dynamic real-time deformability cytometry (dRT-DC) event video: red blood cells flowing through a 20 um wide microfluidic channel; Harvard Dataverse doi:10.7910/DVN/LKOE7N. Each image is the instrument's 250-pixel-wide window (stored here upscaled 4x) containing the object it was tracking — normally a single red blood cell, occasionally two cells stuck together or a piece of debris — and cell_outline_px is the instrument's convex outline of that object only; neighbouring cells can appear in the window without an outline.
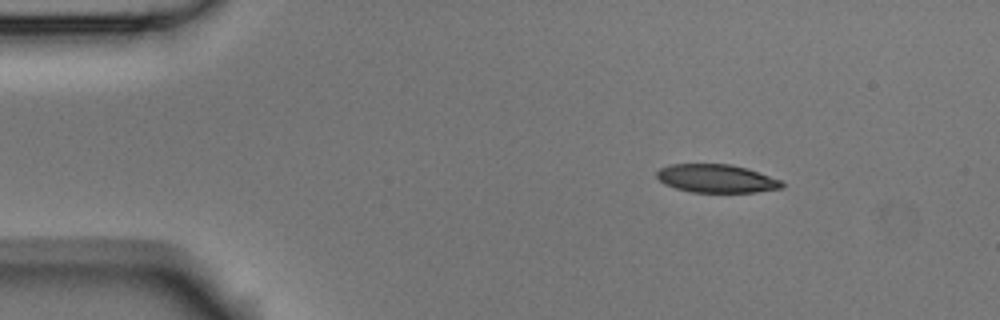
{"species": "Egyptian fruit bat (a non-hibernating species)", "species_latin": "Rousettus aegyptiacus", "temperature_condition": "room temperature", "stored_images_in_passage": 2, "camera_frame_rate_fps": 3000, "um_per_image_px": 0.085, "animal": {"sex": "male"}, "frame": {"image": 1, "passage_image": 1, "time_ms": 0.0, "image_size_px": [1000, 320], "cell_outline_px": [[784, 188], [756, 192], [692, 192], [676, 188], [664, 184], [656, 176], [656, 172], [660, 168], [672, 164], [732, 164], [748, 168], [784, 180]], "centroid_in_image_um": [60.96, 15.17], "position_along_channel_um": 24.0, "area_um2": 20.87}}